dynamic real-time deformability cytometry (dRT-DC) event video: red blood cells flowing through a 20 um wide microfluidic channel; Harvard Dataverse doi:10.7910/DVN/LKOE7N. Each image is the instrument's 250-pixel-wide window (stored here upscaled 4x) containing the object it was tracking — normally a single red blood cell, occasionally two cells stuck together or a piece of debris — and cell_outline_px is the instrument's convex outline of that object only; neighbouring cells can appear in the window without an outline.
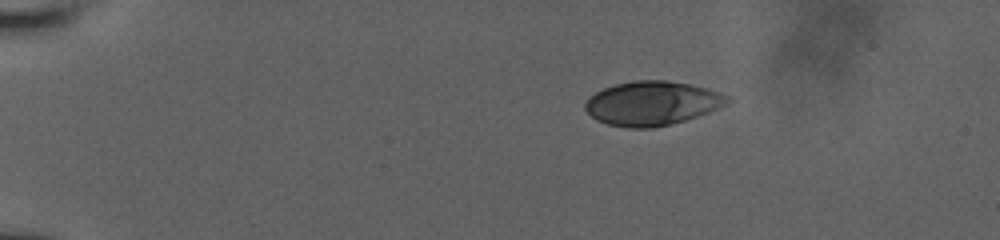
{"species": "human", "species_latin": "Homo sapiens", "temperature_condition": "room temperature", "stored_images_in_passage": 20, "camera_frame_rate_fps": 3000, "um_per_image_px": 0.085, "donor": {"sex": "male"}, "frame": {"image": 1, "passage_image": 1, "time_ms": 0.0, "image_size_px": [1000, 240], "cell_outline_px": [[732, 100], [728, 104], [708, 112], [684, 120], [652, 128], [628, 128], [608, 124], [596, 120], [584, 108], [584, 104], [588, 96], [604, 88], [616, 84], [636, 80], [664, 80], [688, 84], [720, 92], [728, 96]], "centroid_in_image_um": [55.41, 8.78], "position_along_channel_um": 29.6, "area_um2": 36.36}}
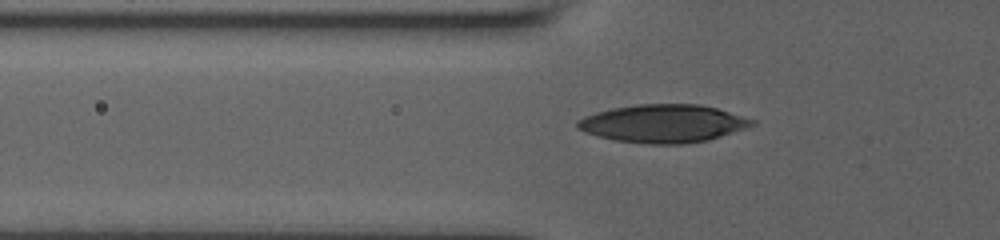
{"frame": {"image": 2, "passage_image": 13, "time_ms": 3.333, "image_size_px": [1000, 240], "cell_outline_px": [[756, 124], [708, 140], [680, 144], [648, 144], [616, 140], [596, 136], [584, 132], [576, 128], [576, 120], [584, 116], [596, 112], [612, 108], [636, 104], [700, 104], [716, 108], [756, 120]], "centroid_in_image_um": [56.32, 10.49], "position_along_channel_um": 69.5, "area_um2": 38.61}}
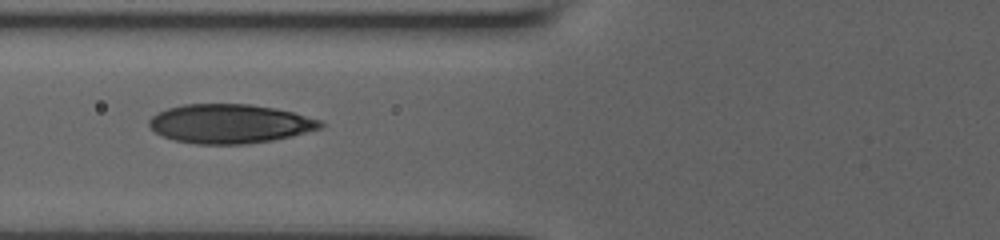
{"frame": {"image": 3, "passage_image": 19, "time_ms": 4.333, "image_size_px": [1000, 240], "cell_outline_px": [[324, 124], [320, 128], [292, 136], [272, 140], [244, 144], [196, 144], [176, 140], [164, 136], [156, 132], [148, 124], [148, 120], [156, 112], [168, 108], [184, 104], [252, 104], [292, 112], [320, 120]], "centroid_in_image_um": [19.5, 10.51], "position_along_channel_um": 106.3, "area_um2": 38.78}}